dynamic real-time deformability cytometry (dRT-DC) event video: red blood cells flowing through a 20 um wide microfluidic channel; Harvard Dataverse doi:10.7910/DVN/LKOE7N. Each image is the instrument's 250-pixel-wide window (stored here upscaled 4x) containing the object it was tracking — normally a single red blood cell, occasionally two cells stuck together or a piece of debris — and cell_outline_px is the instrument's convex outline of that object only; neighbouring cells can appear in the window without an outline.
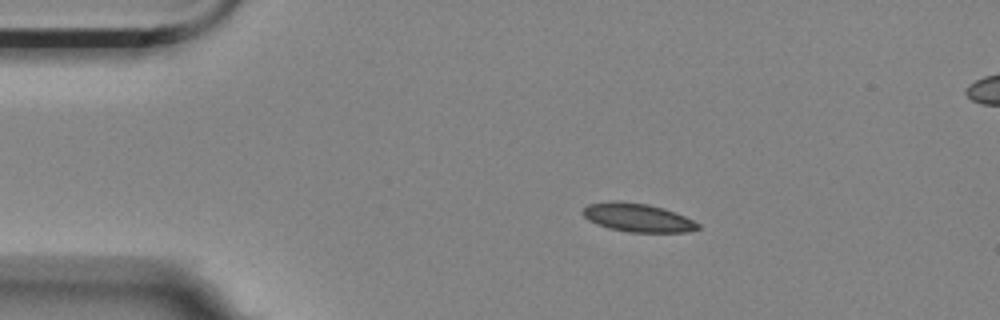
{"species": "Egyptian fruit bat (a non-hibernating species)", "species_latin": "Rousettus aegyptiacus", "temperature_condition": "room temperature", "stored_images_in_passage": 4, "camera_frame_rate_fps": 3000, "um_per_image_px": 0.085, "animal": {"sex": "female"}, "frame": {"image": 1, "passage_image": 2, "time_ms": 0.333, "image_size_px": [1000, 320], "cell_outline_px": [[700, 228], [688, 232], [628, 232], [608, 228], [596, 224], [588, 220], [580, 212], [588, 204], [612, 200], [616, 200], [648, 204], [664, 208], [684, 216], [700, 224]], "centroid_in_image_um": [54.16, 18.49], "position_along_channel_um": 30.8, "area_um2": 19.25}}